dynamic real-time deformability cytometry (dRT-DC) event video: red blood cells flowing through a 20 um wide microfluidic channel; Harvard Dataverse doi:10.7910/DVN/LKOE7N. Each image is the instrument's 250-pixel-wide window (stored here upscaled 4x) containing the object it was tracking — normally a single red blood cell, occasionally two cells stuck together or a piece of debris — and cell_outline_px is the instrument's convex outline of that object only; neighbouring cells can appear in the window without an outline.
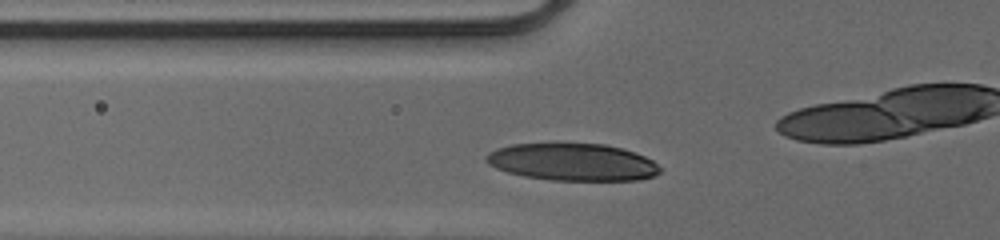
{"species": "human", "species_latin": "Homo sapiens", "temperature_condition": "cold", "stored_images_in_passage": 40, "camera_frame_rate_fps": 3000, "um_per_image_px": 0.085, "donor": {"sex": "male"}, "frame": {"image": 1, "passage_image": 16, "time_ms": 5.0, "image_size_px": [1000, 240], "cell_outline_px": [[664, 168], [656, 176], [636, 180], [548, 180], [524, 176], [508, 172], [496, 168], [488, 164], [484, 160], [484, 156], [488, 152], [496, 148], [512, 144], [604, 144], [620, 148], [644, 156], [652, 160]], "centroid_in_image_um": [48.66, 13.78], "position_along_channel_um": 77.1, "area_um2": 37.8}}
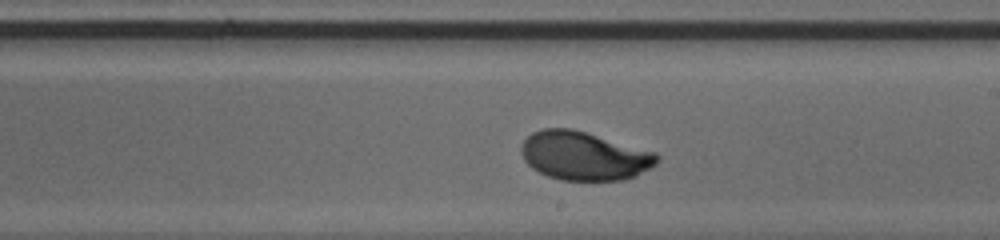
{"frame": {"image": 2, "passage_image": 28, "time_ms": 9.0, "image_size_px": [1000, 240], "cell_outline_px": [[660, 160], [652, 168], [636, 176], [624, 180], [560, 180], [548, 176], [532, 168], [524, 160], [520, 152], [520, 148], [524, 140], [532, 132], [544, 128], [572, 128], [656, 152], [660, 156]], "centroid_in_image_um": [49.67, 13.25], "position_along_channel_um": 239.3, "area_um2": 38.73}}
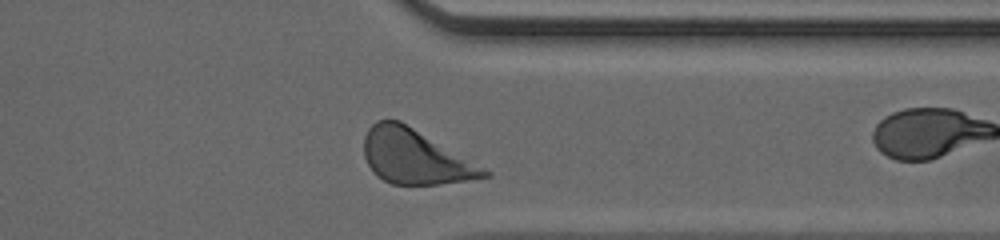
{"frame": {"image": 3, "passage_image": 38, "time_ms": 12.333, "image_size_px": [1000, 240], "cell_outline_px": [[492, 176], [440, 184], [392, 184], [376, 176], [372, 172], [364, 156], [364, 136], [368, 128], [376, 120], [400, 120], [492, 172]], "centroid_in_image_um": [35.25, 13.32], "position_along_channel_um": 376.2, "area_um2": 37.92}}